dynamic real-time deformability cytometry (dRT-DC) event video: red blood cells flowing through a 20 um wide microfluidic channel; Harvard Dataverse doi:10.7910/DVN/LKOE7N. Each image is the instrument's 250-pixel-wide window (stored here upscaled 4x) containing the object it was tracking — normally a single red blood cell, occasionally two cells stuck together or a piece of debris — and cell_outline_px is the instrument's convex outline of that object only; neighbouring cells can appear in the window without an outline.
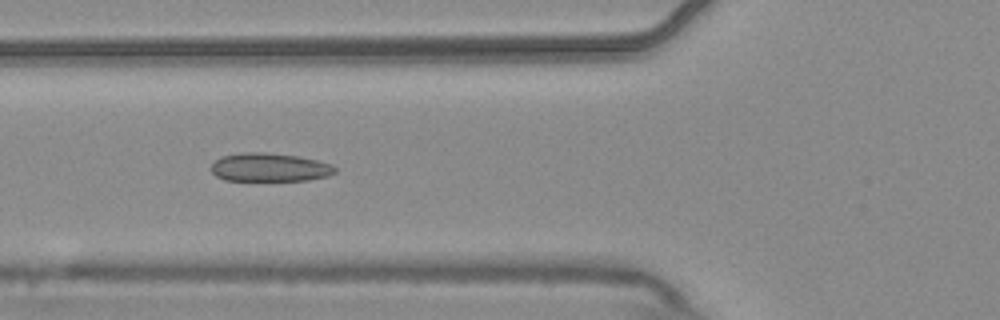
{"species": "common noctule bat (a hibernating species)", "species_latin": "Nyctalus noctula", "temperature_condition": "warm", "stored_images_in_passage": 6, "camera_frame_rate_fps": 3000, "um_per_image_px": 0.085, "animal": {"sex": "male", "body_mass_g": 20.4}, "frame": {"image": 1, "passage_image": 6, "time_ms": 1.667, "image_size_px": [1000, 320], "cell_outline_px": [[336, 172], [328, 176], [308, 180], [224, 180], [216, 176], [212, 172], [212, 164], [220, 156], [240, 152], [264, 152], [296, 156], [316, 160], [332, 164], [336, 168]], "centroid_in_image_um": [22.9, 14.22], "position_along_channel_um": 102.9, "area_um2": 20.52}}